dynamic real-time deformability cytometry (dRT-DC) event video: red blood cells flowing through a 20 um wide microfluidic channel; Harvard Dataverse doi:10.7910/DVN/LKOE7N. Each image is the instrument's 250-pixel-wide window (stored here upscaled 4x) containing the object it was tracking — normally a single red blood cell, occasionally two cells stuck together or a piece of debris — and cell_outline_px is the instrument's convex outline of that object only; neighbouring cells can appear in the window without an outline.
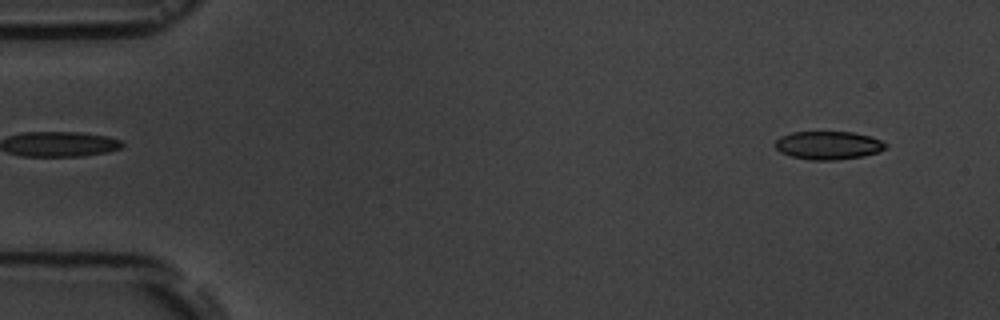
{"species": "common noctule bat (a hibernating species)", "species_latin": "Nyctalus noctula", "temperature_condition": "room temperature", "stored_images_in_passage": 5, "segment_of_instrument_passage": [2, 2], "camera_frame_rate_fps": 3000, "um_per_image_px": 0.085, "animal": {"sex": "male", "body_mass_g": 19.5, "forearm_length_mm": 54.6}, "frame": {"image": 1, "passage_image": 5, "time_ms": 6.0, "image_size_px": [1000, 320], "cell_outline_px": [[888, 144], [880, 152], [864, 156], [836, 160], [808, 160], [792, 156], [780, 152], [776, 148], [776, 140], [780, 136], [792, 132], [852, 132], [868, 136], [880, 140]], "centroid_in_image_um": [70.4, 12.36], "position_along_channel_um": 14.6, "area_um2": 18.15}}